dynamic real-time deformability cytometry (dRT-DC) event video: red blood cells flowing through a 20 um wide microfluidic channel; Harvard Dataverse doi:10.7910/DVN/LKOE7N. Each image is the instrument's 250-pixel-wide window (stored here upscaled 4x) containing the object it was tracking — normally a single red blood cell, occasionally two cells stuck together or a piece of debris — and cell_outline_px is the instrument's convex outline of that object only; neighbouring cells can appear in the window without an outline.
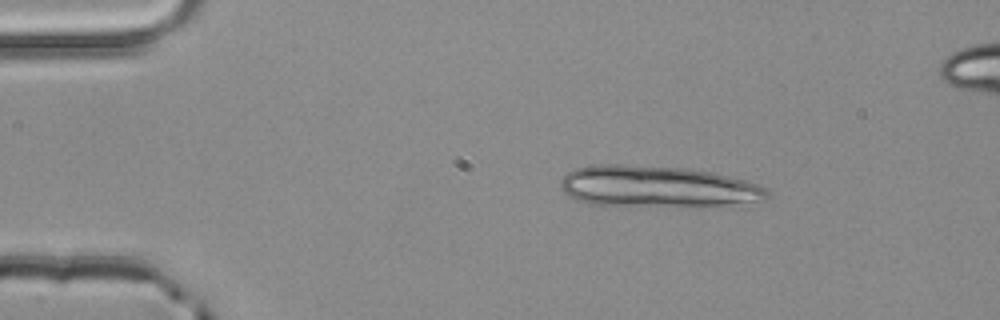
{"species": "common noctule bat (a hibernating species)", "species_latin": "Nyctalus noctula", "temperature_condition": "room temperature", "stored_images_in_passage": 3, "camera_frame_rate_fps": 3000, "um_per_image_px": 0.085, "animal": {"sex": "male", "body_mass_g": 20.4}, "frame": {"image": 1, "passage_image": 1, "time_ms": 0.0, "image_size_px": [1000, 320], "cell_outline_px": [[768, 196], [764, 200], [700, 208], [676, 208], [588, 204], [576, 200], [568, 196], [560, 188], [560, 180], [568, 172], [576, 168], [596, 164], [628, 164], [688, 168], [712, 172], [732, 176], [748, 180], [760, 184], [768, 188]], "centroid_in_image_um": [55.91, 15.88], "position_along_channel_um": 29.1, "area_um2": 51.56}}